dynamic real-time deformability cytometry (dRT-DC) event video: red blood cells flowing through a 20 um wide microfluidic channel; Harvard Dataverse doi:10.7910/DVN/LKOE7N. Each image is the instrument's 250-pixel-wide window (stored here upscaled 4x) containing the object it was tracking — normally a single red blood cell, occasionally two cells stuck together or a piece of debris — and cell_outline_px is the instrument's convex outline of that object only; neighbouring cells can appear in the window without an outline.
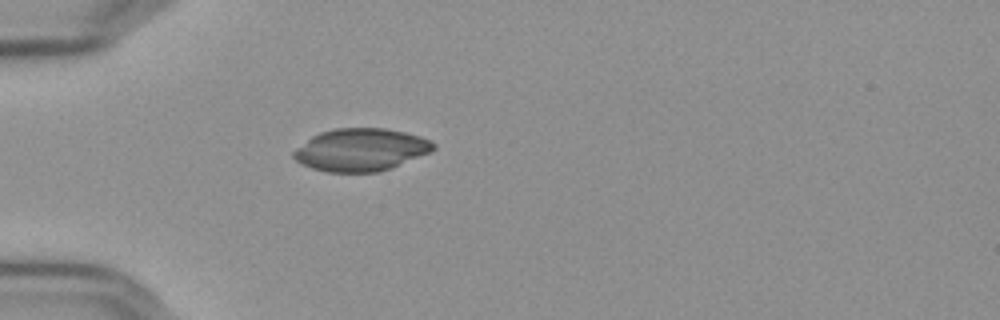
{"species": "Egyptian fruit bat (a non-hibernating species)", "species_latin": "Rousettus aegyptiacus", "temperature_condition": "cold", "stored_images_in_passage": 36, "camera_frame_rate_fps": 3000, "um_per_image_px": 0.085, "frame": {"image": 1, "passage_image": 1, "time_ms": 0.0, "image_size_px": [1000, 320], "cell_outline_px": [[436, 148], [432, 152], [392, 168], [380, 172], [328, 172], [312, 168], [296, 160], [292, 156], [292, 152], [296, 148], [312, 136], [320, 132], [332, 128], [384, 128], [404, 132], [420, 136], [432, 140], [436, 144]], "centroid_in_image_um": [30.71, 12.73], "position_along_channel_um": 54.3, "area_um2": 34.91}}
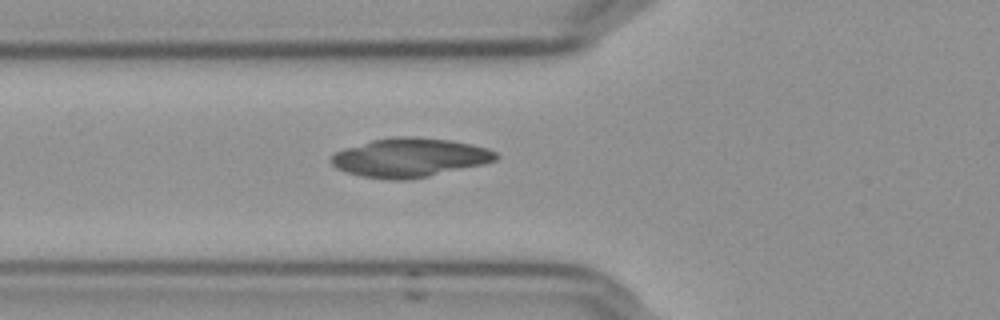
{"frame": {"image": 2, "passage_image": 5, "time_ms": 1.333, "image_size_px": [1000, 320], "cell_outline_px": [[500, 156], [496, 160], [480, 164], [428, 176], [404, 180], [392, 180], [360, 176], [336, 168], [332, 164], [332, 156], [336, 152], [344, 148], [372, 140], [392, 136], [412, 136], [448, 140], [472, 144], [488, 148], [496, 152]], "centroid_in_image_um": [34.81, 13.38], "position_along_channel_um": 91.0, "area_um2": 37.05}}
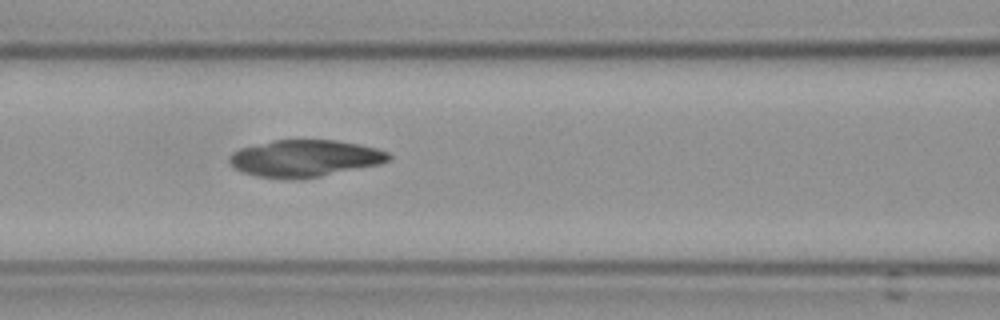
{"frame": {"image": 3, "passage_image": 9, "time_ms": 2.667, "image_size_px": [1000, 320], "cell_outline_px": [[392, 156], [388, 160], [380, 164], [300, 180], [256, 176], [244, 172], [236, 168], [228, 160], [228, 156], [232, 152], [240, 148], [272, 140], [336, 140], [360, 144], [376, 148], [388, 152]], "centroid_in_image_um": [25.9, 13.45], "position_along_channel_um": 140.7, "area_um2": 34.22}}